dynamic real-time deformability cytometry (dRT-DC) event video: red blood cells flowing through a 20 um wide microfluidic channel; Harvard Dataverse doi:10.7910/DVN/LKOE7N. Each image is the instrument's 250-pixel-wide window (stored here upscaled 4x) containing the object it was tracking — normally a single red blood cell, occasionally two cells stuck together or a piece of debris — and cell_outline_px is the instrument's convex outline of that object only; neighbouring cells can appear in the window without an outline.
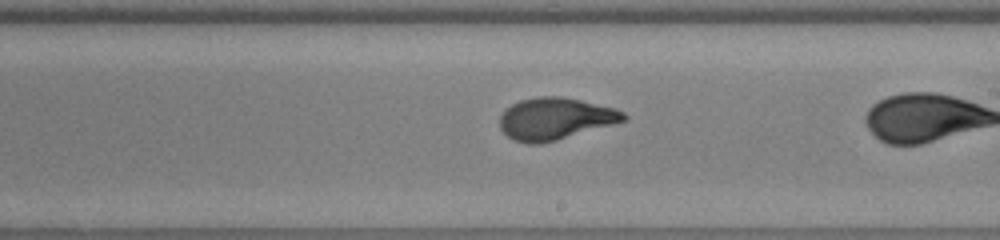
{"species": "human", "species_latin": "Homo sapiens", "temperature_condition": "warm", "stored_images_in_passage": 35, "segment_of_instrument_passage": [2, 2], "camera_frame_rate_fps": 3000, "um_per_image_px": 0.085, "donor": {"sex": "male"}, "frame": {"image": 1, "passage_image": 26, "time_ms": 8.333, "image_size_px": [1000, 240], "cell_outline_px": [[628, 120], [556, 140], [540, 144], [528, 144], [512, 140], [500, 128], [500, 116], [512, 104], [520, 100], [540, 96], [560, 96], [580, 100], [616, 108], [624, 112], [628, 116]], "centroid_in_image_um": [47.21, 10.09], "position_along_channel_um": 241.8, "area_um2": 30.23}}